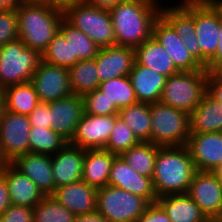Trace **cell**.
I'll return each mask as SVG.
<instances>
[{
	"label": "cell",
	"instance_id": "cell-1",
	"mask_svg": "<svg viewBox=\"0 0 222 222\" xmlns=\"http://www.w3.org/2000/svg\"><path fill=\"white\" fill-rule=\"evenodd\" d=\"M160 6L157 0H124L110 8L115 45L136 48L148 40Z\"/></svg>",
	"mask_w": 222,
	"mask_h": 222
},
{
	"label": "cell",
	"instance_id": "cell-2",
	"mask_svg": "<svg viewBox=\"0 0 222 222\" xmlns=\"http://www.w3.org/2000/svg\"><path fill=\"white\" fill-rule=\"evenodd\" d=\"M196 172L186 145L160 146L152 177L157 197L186 194Z\"/></svg>",
	"mask_w": 222,
	"mask_h": 222
},
{
	"label": "cell",
	"instance_id": "cell-3",
	"mask_svg": "<svg viewBox=\"0 0 222 222\" xmlns=\"http://www.w3.org/2000/svg\"><path fill=\"white\" fill-rule=\"evenodd\" d=\"M18 39L42 54L59 30L63 9L48 3H20L16 7Z\"/></svg>",
	"mask_w": 222,
	"mask_h": 222
},
{
	"label": "cell",
	"instance_id": "cell-4",
	"mask_svg": "<svg viewBox=\"0 0 222 222\" xmlns=\"http://www.w3.org/2000/svg\"><path fill=\"white\" fill-rule=\"evenodd\" d=\"M208 75L204 68L171 75L166 79L160 102L190 114L207 93Z\"/></svg>",
	"mask_w": 222,
	"mask_h": 222
},
{
	"label": "cell",
	"instance_id": "cell-5",
	"mask_svg": "<svg viewBox=\"0 0 222 222\" xmlns=\"http://www.w3.org/2000/svg\"><path fill=\"white\" fill-rule=\"evenodd\" d=\"M179 4L194 18L196 38L201 47V67L205 68L218 48L220 3L217 0H182Z\"/></svg>",
	"mask_w": 222,
	"mask_h": 222
},
{
	"label": "cell",
	"instance_id": "cell-6",
	"mask_svg": "<svg viewBox=\"0 0 222 222\" xmlns=\"http://www.w3.org/2000/svg\"><path fill=\"white\" fill-rule=\"evenodd\" d=\"M64 19L81 30L100 48L115 45L114 29L108 9L78 2L63 9Z\"/></svg>",
	"mask_w": 222,
	"mask_h": 222
},
{
	"label": "cell",
	"instance_id": "cell-7",
	"mask_svg": "<svg viewBox=\"0 0 222 222\" xmlns=\"http://www.w3.org/2000/svg\"><path fill=\"white\" fill-rule=\"evenodd\" d=\"M151 143L159 146L186 145L190 135L189 114L163 104H150Z\"/></svg>",
	"mask_w": 222,
	"mask_h": 222
},
{
	"label": "cell",
	"instance_id": "cell-8",
	"mask_svg": "<svg viewBox=\"0 0 222 222\" xmlns=\"http://www.w3.org/2000/svg\"><path fill=\"white\" fill-rule=\"evenodd\" d=\"M41 54L17 39L0 47V89L31 82Z\"/></svg>",
	"mask_w": 222,
	"mask_h": 222
},
{
	"label": "cell",
	"instance_id": "cell-9",
	"mask_svg": "<svg viewBox=\"0 0 222 222\" xmlns=\"http://www.w3.org/2000/svg\"><path fill=\"white\" fill-rule=\"evenodd\" d=\"M148 205L141 196L111 185L97 189L96 210L110 222H135Z\"/></svg>",
	"mask_w": 222,
	"mask_h": 222
},
{
	"label": "cell",
	"instance_id": "cell-10",
	"mask_svg": "<svg viewBox=\"0 0 222 222\" xmlns=\"http://www.w3.org/2000/svg\"><path fill=\"white\" fill-rule=\"evenodd\" d=\"M30 129L27 115L6 110L0 121V148L8 163L29 153Z\"/></svg>",
	"mask_w": 222,
	"mask_h": 222
},
{
	"label": "cell",
	"instance_id": "cell-11",
	"mask_svg": "<svg viewBox=\"0 0 222 222\" xmlns=\"http://www.w3.org/2000/svg\"><path fill=\"white\" fill-rule=\"evenodd\" d=\"M186 194L212 222L222 207V178L217 172L196 171Z\"/></svg>",
	"mask_w": 222,
	"mask_h": 222
},
{
	"label": "cell",
	"instance_id": "cell-12",
	"mask_svg": "<svg viewBox=\"0 0 222 222\" xmlns=\"http://www.w3.org/2000/svg\"><path fill=\"white\" fill-rule=\"evenodd\" d=\"M31 83L35 87L40 102H52L72 95L69 70L40 61Z\"/></svg>",
	"mask_w": 222,
	"mask_h": 222
},
{
	"label": "cell",
	"instance_id": "cell-13",
	"mask_svg": "<svg viewBox=\"0 0 222 222\" xmlns=\"http://www.w3.org/2000/svg\"><path fill=\"white\" fill-rule=\"evenodd\" d=\"M118 117L84 113L69 144L84 150L104 149Z\"/></svg>",
	"mask_w": 222,
	"mask_h": 222
},
{
	"label": "cell",
	"instance_id": "cell-14",
	"mask_svg": "<svg viewBox=\"0 0 222 222\" xmlns=\"http://www.w3.org/2000/svg\"><path fill=\"white\" fill-rule=\"evenodd\" d=\"M186 147L196 171L217 172L222 166V132L190 134Z\"/></svg>",
	"mask_w": 222,
	"mask_h": 222
},
{
	"label": "cell",
	"instance_id": "cell-15",
	"mask_svg": "<svg viewBox=\"0 0 222 222\" xmlns=\"http://www.w3.org/2000/svg\"><path fill=\"white\" fill-rule=\"evenodd\" d=\"M51 129L68 143L72 140L76 127L84 115V103L80 95L49 102Z\"/></svg>",
	"mask_w": 222,
	"mask_h": 222
},
{
	"label": "cell",
	"instance_id": "cell-16",
	"mask_svg": "<svg viewBox=\"0 0 222 222\" xmlns=\"http://www.w3.org/2000/svg\"><path fill=\"white\" fill-rule=\"evenodd\" d=\"M108 185L141 196L149 204L157 202L152 179L136 173L121 156H116L112 162Z\"/></svg>",
	"mask_w": 222,
	"mask_h": 222
},
{
	"label": "cell",
	"instance_id": "cell-17",
	"mask_svg": "<svg viewBox=\"0 0 222 222\" xmlns=\"http://www.w3.org/2000/svg\"><path fill=\"white\" fill-rule=\"evenodd\" d=\"M100 83L128 76L135 63L134 48L127 46H107L100 48L95 57Z\"/></svg>",
	"mask_w": 222,
	"mask_h": 222
},
{
	"label": "cell",
	"instance_id": "cell-18",
	"mask_svg": "<svg viewBox=\"0 0 222 222\" xmlns=\"http://www.w3.org/2000/svg\"><path fill=\"white\" fill-rule=\"evenodd\" d=\"M152 36L165 48L179 71L202 69L189 54L174 28L161 15L153 24Z\"/></svg>",
	"mask_w": 222,
	"mask_h": 222
},
{
	"label": "cell",
	"instance_id": "cell-19",
	"mask_svg": "<svg viewBox=\"0 0 222 222\" xmlns=\"http://www.w3.org/2000/svg\"><path fill=\"white\" fill-rule=\"evenodd\" d=\"M85 150L67 143L51 156L55 188L82 180Z\"/></svg>",
	"mask_w": 222,
	"mask_h": 222
},
{
	"label": "cell",
	"instance_id": "cell-20",
	"mask_svg": "<svg viewBox=\"0 0 222 222\" xmlns=\"http://www.w3.org/2000/svg\"><path fill=\"white\" fill-rule=\"evenodd\" d=\"M11 164L24 175H27L45 196L55 192L50 155L29 152L16 157Z\"/></svg>",
	"mask_w": 222,
	"mask_h": 222
},
{
	"label": "cell",
	"instance_id": "cell-21",
	"mask_svg": "<svg viewBox=\"0 0 222 222\" xmlns=\"http://www.w3.org/2000/svg\"><path fill=\"white\" fill-rule=\"evenodd\" d=\"M51 196L75 216L96 210L97 189L83 180L55 188Z\"/></svg>",
	"mask_w": 222,
	"mask_h": 222
},
{
	"label": "cell",
	"instance_id": "cell-22",
	"mask_svg": "<svg viewBox=\"0 0 222 222\" xmlns=\"http://www.w3.org/2000/svg\"><path fill=\"white\" fill-rule=\"evenodd\" d=\"M2 174L5 176L11 204L34 208L45 197L36 184L11 163L5 166Z\"/></svg>",
	"mask_w": 222,
	"mask_h": 222
},
{
	"label": "cell",
	"instance_id": "cell-23",
	"mask_svg": "<svg viewBox=\"0 0 222 222\" xmlns=\"http://www.w3.org/2000/svg\"><path fill=\"white\" fill-rule=\"evenodd\" d=\"M129 77L138 102H159L167 77L151 68L134 63Z\"/></svg>",
	"mask_w": 222,
	"mask_h": 222
},
{
	"label": "cell",
	"instance_id": "cell-24",
	"mask_svg": "<svg viewBox=\"0 0 222 222\" xmlns=\"http://www.w3.org/2000/svg\"><path fill=\"white\" fill-rule=\"evenodd\" d=\"M134 52L137 64L151 68L167 78L180 72L165 48L153 36L134 48Z\"/></svg>",
	"mask_w": 222,
	"mask_h": 222
},
{
	"label": "cell",
	"instance_id": "cell-25",
	"mask_svg": "<svg viewBox=\"0 0 222 222\" xmlns=\"http://www.w3.org/2000/svg\"><path fill=\"white\" fill-rule=\"evenodd\" d=\"M116 156L105 149L85 150L82 180L95 189L107 186L111 165Z\"/></svg>",
	"mask_w": 222,
	"mask_h": 222
},
{
	"label": "cell",
	"instance_id": "cell-26",
	"mask_svg": "<svg viewBox=\"0 0 222 222\" xmlns=\"http://www.w3.org/2000/svg\"><path fill=\"white\" fill-rule=\"evenodd\" d=\"M171 222H211L187 194H169L157 198Z\"/></svg>",
	"mask_w": 222,
	"mask_h": 222
},
{
	"label": "cell",
	"instance_id": "cell-27",
	"mask_svg": "<svg viewBox=\"0 0 222 222\" xmlns=\"http://www.w3.org/2000/svg\"><path fill=\"white\" fill-rule=\"evenodd\" d=\"M190 134L222 132L221 106L207 93L189 114Z\"/></svg>",
	"mask_w": 222,
	"mask_h": 222
},
{
	"label": "cell",
	"instance_id": "cell-28",
	"mask_svg": "<svg viewBox=\"0 0 222 222\" xmlns=\"http://www.w3.org/2000/svg\"><path fill=\"white\" fill-rule=\"evenodd\" d=\"M121 118L140 142L151 143L150 104L137 102L118 111Z\"/></svg>",
	"mask_w": 222,
	"mask_h": 222
},
{
	"label": "cell",
	"instance_id": "cell-29",
	"mask_svg": "<svg viewBox=\"0 0 222 222\" xmlns=\"http://www.w3.org/2000/svg\"><path fill=\"white\" fill-rule=\"evenodd\" d=\"M3 91L6 97V110L13 113L29 116L40 103L31 82L11 85Z\"/></svg>",
	"mask_w": 222,
	"mask_h": 222
},
{
	"label": "cell",
	"instance_id": "cell-30",
	"mask_svg": "<svg viewBox=\"0 0 222 222\" xmlns=\"http://www.w3.org/2000/svg\"><path fill=\"white\" fill-rule=\"evenodd\" d=\"M68 70L72 94L82 96L87 92L98 89L100 79L97 74L95 58L79 60Z\"/></svg>",
	"mask_w": 222,
	"mask_h": 222
},
{
	"label": "cell",
	"instance_id": "cell-31",
	"mask_svg": "<svg viewBox=\"0 0 222 222\" xmlns=\"http://www.w3.org/2000/svg\"><path fill=\"white\" fill-rule=\"evenodd\" d=\"M159 147L150 142H140L120 156L136 173L152 179Z\"/></svg>",
	"mask_w": 222,
	"mask_h": 222
},
{
	"label": "cell",
	"instance_id": "cell-32",
	"mask_svg": "<svg viewBox=\"0 0 222 222\" xmlns=\"http://www.w3.org/2000/svg\"><path fill=\"white\" fill-rule=\"evenodd\" d=\"M98 90L104 93L119 110L138 102L129 75L102 82Z\"/></svg>",
	"mask_w": 222,
	"mask_h": 222
},
{
	"label": "cell",
	"instance_id": "cell-33",
	"mask_svg": "<svg viewBox=\"0 0 222 222\" xmlns=\"http://www.w3.org/2000/svg\"><path fill=\"white\" fill-rule=\"evenodd\" d=\"M59 30L64 34L67 41H70L72 57L78 60L95 58L100 47L81 30L74 28L64 18L59 24Z\"/></svg>",
	"mask_w": 222,
	"mask_h": 222
},
{
	"label": "cell",
	"instance_id": "cell-34",
	"mask_svg": "<svg viewBox=\"0 0 222 222\" xmlns=\"http://www.w3.org/2000/svg\"><path fill=\"white\" fill-rule=\"evenodd\" d=\"M68 142L51 128L31 127L29 152L52 156Z\"/></svg>",
	"mask_w": 222,
	"mask_h": 222
},
{
	"label": "cell",
	"instance_id": "cell-35",
	"mask_svg": "<svg viewBox=\"0 0 222 222\" xmlns=\"http://www.w3.org/2000/svg\"><path fill=\"white\" fill-rule=\"evenodd\" d=\"M41 56L42 61L48 64L68 69L79 61L76 57H72L70 41L66 40L64 34L60 30L55 33L47 49Z\"/></svg>",
	"mask_w": 222,
	"mask_h": 222
},
{
	"label": "cell",
	"instance_id": "cell-36",
	"mask_svg": "<svg viewBox=\"0 0 222 222\" xmlns=\"http://www.w3.org/2000/svg\"><path fill=\"white\" fill-rule=\"evenodd\" d=\"M164 7L161 6L160 15L174 28L181 40L196 37L194 18L180 4Z\"/></svg>",
	"mask_w": 222,
	"mask_h": 222
},
{
	"label": "cell",
	"instance_id": "cell-37",
	"mask_svg": "<svg viewBox=\"0 0 222 222\" xmlns=\"http://www.w3.org/2000/svg\"><path fill=\"white\" fill-rule=\"evenodd\" d=\"M75 215L53 196H45L33 208V222H73Z\"/></svg>",
	"mask_w": 222,
	"mask_h": 222
},
{
	"label": "cell",
	"instance_id": "cell-38",
	"mask_svg": "<svg viewBox=\"0 0 222 222\" xmlns=\"http://www.w3.org/2000/svg\"><path fill=\"white\" fill-rule=\"evenodd\" d=\"M140 141L121 118H117L105 150L120 156L124 151L139 144Z\"/></svg>",
	"mask_w": 222,
	"mask_h": 222
},
{
	"label": "cell",
	"instance_id": "cell-39",
	"mask_svg": "<svg viewBox=\"0 0 222 222\" xmlns=\"http://www.w3.org/2000/svg\"><path fill=\"white\" fill-rule=\"evenodd\" d=\"M81 97L83 99L84 112L86 114L99 116L118 115L119 109L98 89L87 92Z\"/></svg>",
	"mask_w": 222,
	"mask_h": 222
},
{
	"label": "cell",
	"instance_id": "cell-40",
	"mask_svg": "<svg viewBox=\"0 0 222 222\" xmlns=\"http://www.w3.org/2000/svg\"><path fill=\"white\" fill-rule=\"evenodd\" d=\"M18 39L16 8L0 10V47Z\"/></svg>",
	"mask_w": 222,
	"mask_h": 222
},
{
	"label": "cell",
	"instance_id": "cell-41",
	"mask_svg": "<svg viewBox=\"0 0 222 222\" xmlns=\"http://www.w3.org/2000/svg\"><path fill=\"white\" fill-rule=\"evenodd\" d=\"M0 222H33V208L11 204L0 215Z\"/></svg>",
	"mask_w": 222,
	"mask_h": 222
},
{
	"label": "cell",
	"instance_id": "cell-42",
	"mask_svg": "<svg viewBox=\"0 0 222 222\" xmlns=\"http://www.w3.org/2000/svg\"><path fill=\"white\" fill-rule=\"evenodd\" d=\"M31 127L51 128L49 102H40L28 116Z\"/></svg>",
	"mask_w": 222,
	"mask_h": 222
},
{
	"label": "cell",
	"instance_id": "cell-43",
	"mask_svg": "<svg viewBox=\"0 0 222 222\" xmlns=\"http://www.w3.org/2000/svg\"><path fill=\"white\" fill-rule=\"evenodd\" d=\"M135 222H171L164 209L156 202L149 204Z\"/></svg>",
	"mask_w": 222,
	"mask_h": 222
},
{
	"label": "cell",
	"instance_id": "cell-44",
	"mask_svg": "<svg viewBox=\"0 0 222 222\" xmlns=\"http://www.w3.org/2000/svg\"><path fill=\"white\" fill-rule=\"evenodd\" d=\"M207 94L218 103H222V80L217 79L212 73L207 78Z\"/></svg>",
	"mask_w": 222,
	"mask_h": 222
},
{
	"label": "cell",
	"instance_id": "cell-45",
	"mask_svg": "<svg viewBox=\"0 0 222 222\" xmlns=\"http://www.w3.org/2000/svg\"><path fill=\"white\" fill-rule=\"evenodd\" d=\"M219 43L214 56L208 61L207 66L204 68L208 73H211L219 64L222 63V5L220 4V30H219Z\"/></svg>",
	"mask_w": 222,
	"mask_h": 222
},
{
	"label": "cell",
	"instance_id": "cell-46",
	"mask_svg": "<svg viewBox=\"0 0 222 222\" xmlns=\"http://www.w3.org/2000/svg\"><path fill=\"white\" fill-rule=\"evenodd\" d=\"M185 48L193 59L201 66V47L196 37L183 38L182 40Z\"/></svg>",
	"mask_w": 222,
	"mask_h": 222
},
{
	"label": "cell",
	"instance_id": "cell-47",
	"mask_svg": "<svg viewBox=\"0 0 222 222\" xmlns=\"http://www.w3.org/2000/svg\"><path fill=\"white\" fill-rule=\"evenodd\" d=\"M11 205L8 186L3 174L0 175V215H2Z\"/></svg>",
	"mask_w": 222,
	"mask_h": 222
},
{
	"label": "cell",
	"instance_id": "cell-48",
	"mask_svg": "<svg viewBox=\"0 0 222 222\" xmlns=\"http://www.w3.org/2000/svg\"><path fill=\"white\" fill-rule=\"evenodd\" d=\"M73 222H110V221H108L97 210H95L88 214L75 216Z\"/></svg>",
	"mask_w": 222,
	"mask_h": 222
},
{
	"label": "cell",
	"instance_id": "cell-49",
	"mask_svg": "<svg viewBox=\"0 0 222 222\" xmlns=\"http://www.w3.org/2000/svg\"><path fill=\"white\" fill-rule=\"evenodd\" d=\"M122 1L124 0H85V2L90 5L108 10L112 7H115Z\"/></svg>",
	"mask_w": 222,
	"mask_h": 222
},
{
	"label": "cell",
	"instance_id": "cell-50",
	"mask_svg": "<svg viewBox=\"0 0 222 222\" xmlns=\"http://www.w3.org/2000/svg\"><path fill=\"white\" fill-rule=\"evenodd\" d=\"M20 3V0H0V10L16 8Z\"/></svg>",
	"mask_w": 222,
	"mask_h": 222
},
{
	"label": "cell",
	"instance_id": "cell-51",
	"mask_svg": "<svg viewBox=\"0 0 222 222\" xmlns=\"http://www.w3.org/2000/svg\"><path fill=\"white\" fill-rule=\"evenodd\" d=\"M84 1L85 0H51V4L53 6L64 9L68 5L78 3V2H84Z\"/></svg>",
	"mask_w": 222,
	"mask_h": 222
},
{
	"label": "cell",
	"instance_id": "cell-52",
	"mask_svg": "<svg viewBox=\"0 0 222 222\" xmlns=\"http://www.w3.org/2000/svg\"><path fill=\"white\" fill-rule=\"evenodd\" d=\"M6 112V97L3 89H0V121Z\"/></svg>",
	"mask_w": 222,
	"mask_h": 222
},
{
	"label": "cell",
	"instance_id": "cell-53",
	"mask_svg": "<svg viewBox=\"0 0 222 222\" xmlns=\"http://www.w3.org/2000/svg\"><path fill=\"white\" fill-rule=\"evenodd\" d=\"M217 79L222 80V63L219 64L212 72Z\"/></svg>",
	"mask_w": 222,
	"mask_h": 222
},
{
	"label": "cell",
	"instance_id": "cell-54",
	"mask_svg": "<svg viewBox=\"0 0 222 222\" xmlns=\"http://www.w3.org/2000/svg\"><path fill=\"white\" fill-rule=\"evenodd\" d=\"M8 164V162L6 161V159L3 157V154L1 152V148H0V175L2 174V172L4 171L5 166Z\"/></svg>",
	"mask_w": 222,
	"mask_h": 222
},
{
	"label": "cell",
	"instance_id": "cell-55",
	"mask_svg": "<svg viewBox=\"0 0 222 222\" xmlns=\"http://www.w3.org/2000/svg\"><path fill=\"white\" fill-rule=\"evenodd\" d=\"M21 3H48L51 4V0H20Z\"/></svg>",
	"mask_w": 222,
	"mask_h": 222
},
{
	"label": "cell",
	"instance_id": "cell-56",
	"mask_svg": "<svg viewBox=\"0 0 222 222\" xmlns=\"http://www.w3.org/2000/svg\"><path fill=\"white\" fill-rule=\"evenodd\" d=\"M212 222H222V207H221L220 213Z\"/></svg>",
	"mask_w": 222,
	"mask_h": 222
},
{
	"label": "cell",
	"instance_id": "cell-57",
	"mask_svg": "<svg viewBox=\"0 0 222 222\" xmlns=\"http://www.w3.org/2000/svg\"><path fill=\"white\" fill-rule=\"evenodd\" d=\"M217 173L220 175V177L222 178V166L220 167V169L217 171Z\"/></svg>",
	"mask_w": 222,
	"mask_h": 222
}]
</instances>
